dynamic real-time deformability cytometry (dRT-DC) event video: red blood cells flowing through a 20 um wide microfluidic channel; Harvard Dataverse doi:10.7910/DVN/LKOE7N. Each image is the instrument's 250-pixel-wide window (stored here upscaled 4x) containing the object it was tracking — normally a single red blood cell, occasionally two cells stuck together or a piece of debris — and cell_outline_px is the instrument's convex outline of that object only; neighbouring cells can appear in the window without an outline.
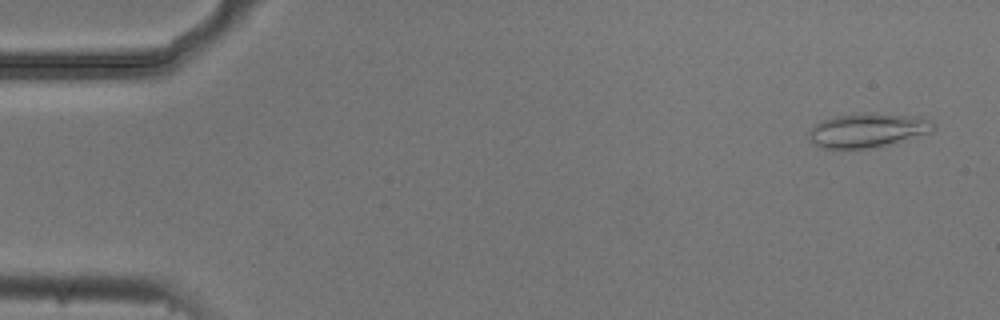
{"species": "common noctule bat (a hibernating species)", "species_latin": "Nyctalus noctula", "temperature_condition": "cold", "stored_images_in_passage": 7, "camera_frame_rate_fps": 3000, "um_per_image_px": 0.085, "animal": {"sex": "male", "body_mass_g": 20.5, "forearm_length_mm": 52.5}, "frame": {"image": 1, "passage_image": 1, "time_ms": 0.0, "image_size_px": [1000, 320], "cell_outline_px": [[932, 128], [928, 132], [888, 144], [868, 148], [820, 148], [808, 140], [808, 132], [820, 120], [836, 116], [920, 116], [932, 120]], "centroid_in_image_um": [73.64, 11.12], "position_along_channel_um": 11.4, "area_um2": 23.35}}
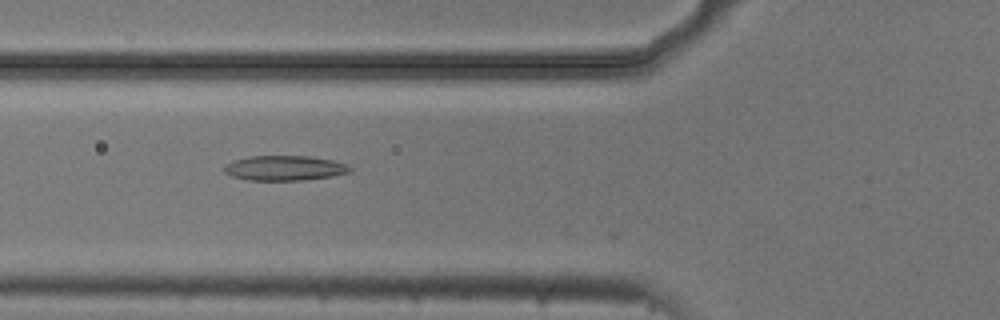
{"frame": {"image": 2, "passage_image": 6, "time_ms": 1.667, "image_size_px": [1000, 320], "cell_outline_px": [[352, 172], [332, 176], [304, 180], [248, 180], [232, 176], [224, 172], [224, 164], [232, 160], [252, 156], [308, 156], [332, 160], [348, 164], [352, 168]], "centroid_in_image_um": [24.2, 14.28], "position_along_channel_um": 101.6, "area_um2": 18.38}}
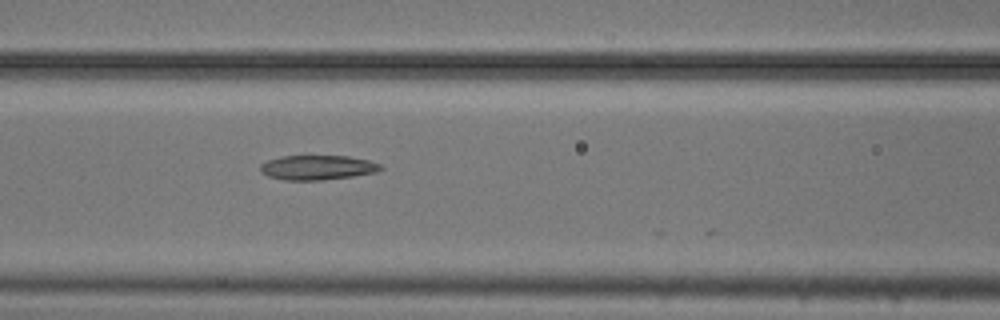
{"frame": {"image": 3, "passage_image": 7, "time_ms": 2.0, "image_size_px": [1000, 320], "cell_outline_px": [[384, 168], [376, 172], [352, 176], [320, 180], [284, 180], [268, 176], [260, 172], [260, 164], [268, 160], [280, 156], [348, 156], [368, 160], [380, 164]], "centroid_in_image_um": [26.96, 14.24], "position_along_channel_um": 139.6, "area_um2": 17.22}}